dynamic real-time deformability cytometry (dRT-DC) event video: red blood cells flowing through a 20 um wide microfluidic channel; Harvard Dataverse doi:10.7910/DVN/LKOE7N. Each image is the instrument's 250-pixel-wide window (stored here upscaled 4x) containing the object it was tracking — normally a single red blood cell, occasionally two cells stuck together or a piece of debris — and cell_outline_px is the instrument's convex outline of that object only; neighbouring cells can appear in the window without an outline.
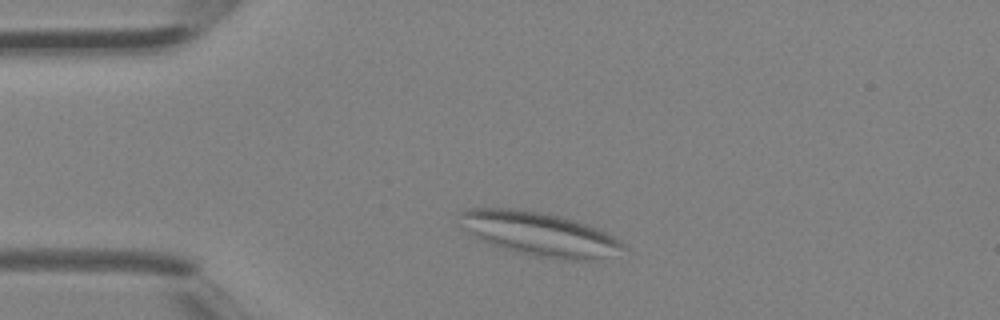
{"species": "Egyptian fruit bat (a non-hibernating species)", "species_latin": "Rousettus aegyptiacus", "temperature_condition": "room temperature", "stored_images_in_passage": 3, "camera_frame_rate_fps": 3000, "um_per_image_px": 0.085, "animal": {"sex": "female"}, "frame": {"image": 1, "passage_image": 3, "time_ms": 0.667, "image_size_px": [1000, 320], "cell_outline_px": [[628, 248], [592, 260], [560, 260], [532, 256], [516, 252], [492, 244], [468, 232], [460, 224], [460, 212], [464, 208], [512, 208], [544, 212], [576, 220], [588, 224], [620, 240]], "centroid_in_image_um": [45.84, 19.87], "position_along_channel_um": 39.2, "area_um2": 41.5}}